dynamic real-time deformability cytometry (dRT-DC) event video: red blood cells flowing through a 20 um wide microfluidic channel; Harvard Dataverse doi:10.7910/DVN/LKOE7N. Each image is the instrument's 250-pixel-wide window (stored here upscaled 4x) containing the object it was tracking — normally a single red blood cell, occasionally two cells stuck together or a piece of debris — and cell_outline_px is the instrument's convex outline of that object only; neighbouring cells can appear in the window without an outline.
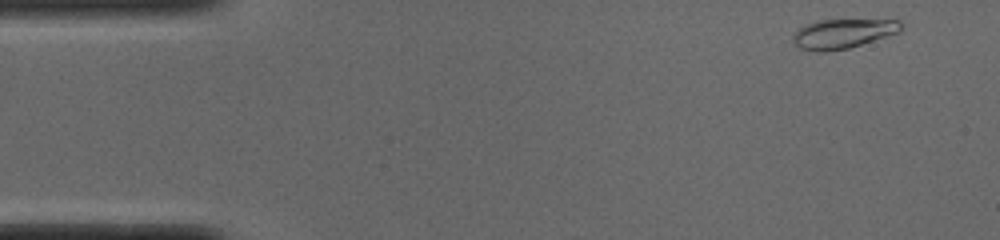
{"species": "common noctule bat (a hibernating species)", "species_latin": "Nyctalus noctula", "temperature_condition": "cold", "stored_images_in_passage": 49, "camera_frame_rate_fps": 3000, "um_per_image_px": 0.085, "animal": {"sex": "male", "body_mass_g": 19.0, "forearm_length_mm": 50.8}, "frame": {"image": 1, "passage_image": 1, "time_ms": 0.0, "image_size_px": [1000, 240], "cell_outline_px": [[904, 24], [900, 32], [848, 48], [828, 52], [816, 52], [800, 48], [792, 40], [792, 36], [800, 28], [816, 20], [900, 20]], "centroid_in_image_um": [71.66, 2.86], "position_along_channel_um": 13.3, "area_um2": 18.5}}
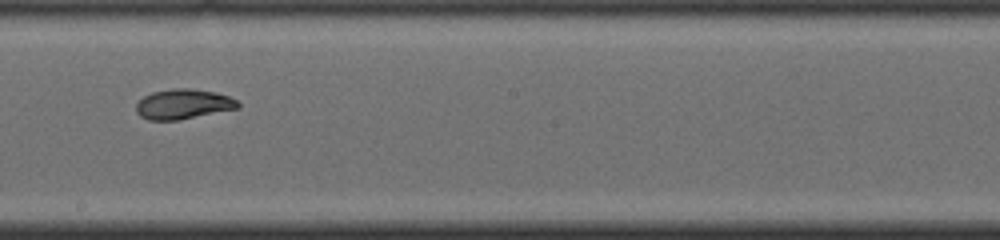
{"frame": {"image": 2, "passage_image": 26, "time_ms": 8.333, "image_size_px": [1000, 240], "cell_outline_px": [[240, 108], [176, 120], [148, 120], [140, 116], [136, 112], [136, 104], [144, 96], [152, 92], [172, 88], [188, 88], [216, 92], [228, 96], [236, 100], [240, 104]], "centroid_in_image_um": [15.57, 8.84], "position_along_channel_um": 232.6, "area_um2": 17.74}}
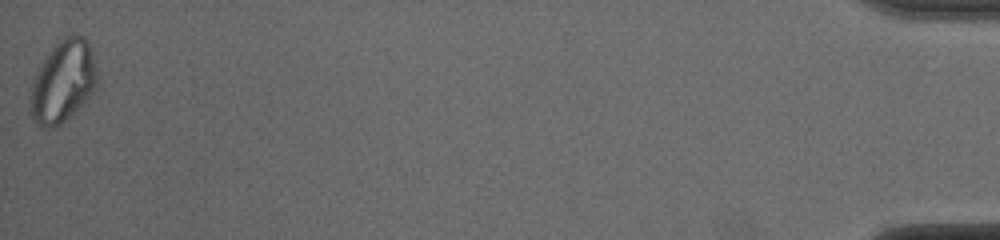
{"frame": {"image": 3, "passage_image": 49, "time_ms": 16.0, "image_size_px": [1000, 240], "cell_outline_px": [[96, 84], [92, 92], [60, 124], [52, 128], [44, 128], [36, 124], [28, 112], [28, 96], [32, 80], [44, 60], [52, 48], [60, 40], [76, 32], [84, 36], [88, 40], [96, 68]], "centroid_in_image_um": [5.29, 6.93], "position_along_channel_um": 429.9, "area_um2": 31.67}, "authors_computed_cell_mechanics": {"area_um2": 18.2648, "velocity_mm_per_s": 3.8702, "shape_relaxation_time_tau1_ms": 4.935, "shape_relaxation_time_tau2_ms": 1.9018, "deformation_change_tau1": 0.1898, "deformation_change_tau2": 0.0465}}